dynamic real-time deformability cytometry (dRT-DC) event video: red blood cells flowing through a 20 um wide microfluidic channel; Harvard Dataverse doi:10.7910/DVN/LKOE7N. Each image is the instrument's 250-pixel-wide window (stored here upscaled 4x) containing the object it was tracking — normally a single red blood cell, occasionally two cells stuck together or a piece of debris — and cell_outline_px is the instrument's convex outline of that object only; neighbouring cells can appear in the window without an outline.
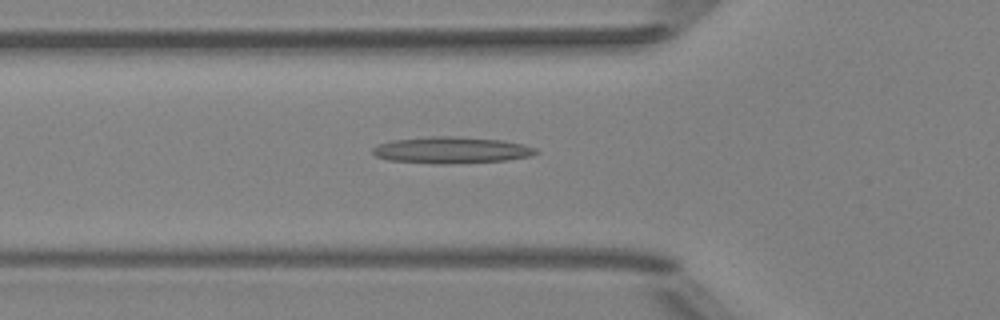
{"species": "Egyptian fruit bat (a non-hibernating species)", "species_latin": "Rousettus aegyptiacus", "temperature_condition": "room temperature", "stored_images_in_passage": 35, "camera_frame_rate_fps": 3000, "um_per_image_px": 0.085, "animal": {"sex": "female"}, "frame": {"image": 1, "passage_image": 2, "time_ms": 0.333, "image_size_px": [1000, 320], "cell_outline_px": [[540, 152], [528, 156], [508, 160], [452, 164], [436, 164], [388, 160], [376, 156], [372, 152], [372, 148], [380, 144], [392, 140], [428, 136], [456, 136], [500, 140], [524, 144], [536, 148]], "centroid_in_image_um": [38.37, 12.76], "position_along_channel_um": 87.4, "area_um2": 25.37}}
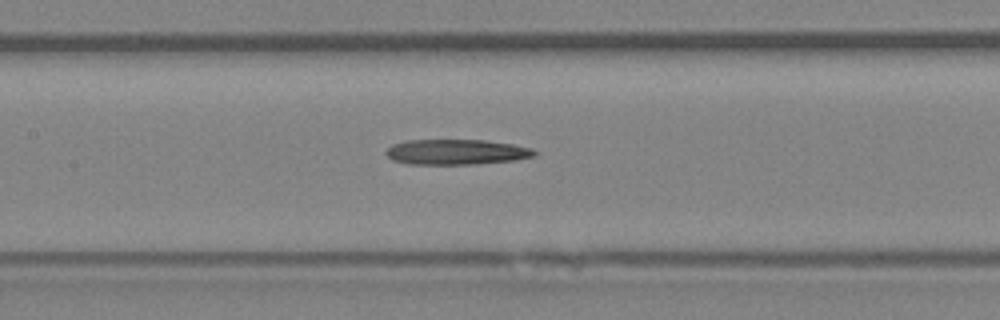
{"frame": {"image": 2, "passage_image": 8, "time_ms": 2.333, "image_size_px": [1000, 320], "cell_outline_px": [[536, 156], [512, 160], [476, 164], [408, 164], [392, 160], [384, 152], [392, 144], [404, 140], [484, 140], [512, 144], [532, 148], [536, 152]], "centroid_in_image_um": [38.75, 12.91], "position_along_channel_um": 168.6, "area_um2": 21.91}}
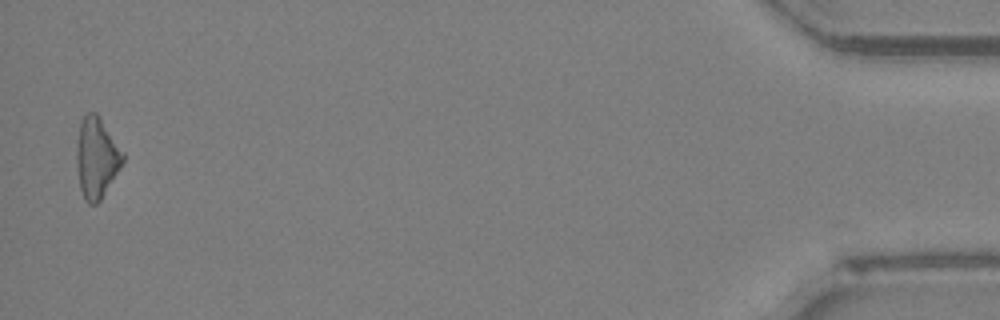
{"frame": {"image": 3, "passage_image": 34, "time_ms": 11.0, "image_size_px": [1000, 320], "cell_outline_px": [[124, 160], [120, 168], [100, 200], [96, 204], [88, 204], [84, 200], [80, 188], [76, 164], [76, 148], [80, 120], [88, 112], [96, 112], [100, 116], [124, 152]], "centroid_in_image_um": [8.2, 13.38], "position_along_channel_um": 427.0, "area_um2": 21.91}}